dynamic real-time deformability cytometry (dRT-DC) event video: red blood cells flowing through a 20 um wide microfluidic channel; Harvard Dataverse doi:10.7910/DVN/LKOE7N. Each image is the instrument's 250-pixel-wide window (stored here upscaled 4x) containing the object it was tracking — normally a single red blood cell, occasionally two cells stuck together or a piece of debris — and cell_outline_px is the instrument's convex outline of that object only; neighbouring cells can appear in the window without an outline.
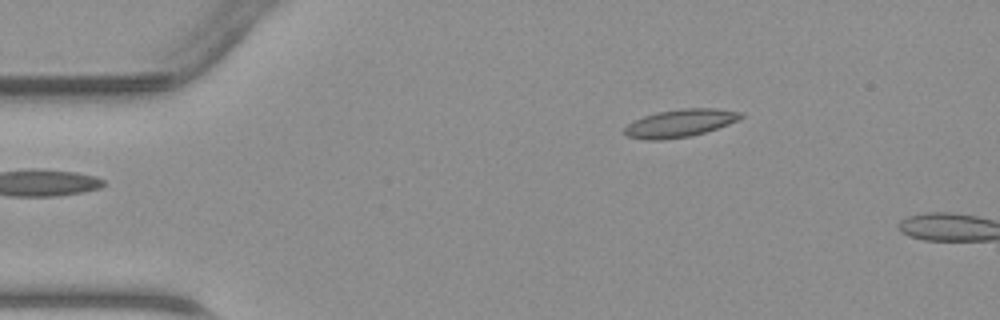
{"species": "common noctule bat (a hibernating species)", "species_latin": "Nyctalus noctula", "temperature_condition": "warm", "stored_images_in_passage": 7, "camera_frame_rate_fps": 3000, "um_per_image_px": 0.085, "animal": {"sex": "male", "body_mass_g": 23.1, "forearm_length_mm": 52.7}, "frame": {"image": 1, "passage_image": 1, "time_ms": 0.0, "image_size_px": [1000, 320], "cell_outline_px": [[744, 116], [728, 124], [692, 136], [660, 140], [648, 140], [628, 136], [624, 132], [624, 128], [628, 124], [644, 116], [656, 112], [684, 108], [712, 108], [744, 112]], "centroid_in_image_um": [57.81, 10.46], "position_along_channel_um": 27.2, "area_um2": 18.61}}